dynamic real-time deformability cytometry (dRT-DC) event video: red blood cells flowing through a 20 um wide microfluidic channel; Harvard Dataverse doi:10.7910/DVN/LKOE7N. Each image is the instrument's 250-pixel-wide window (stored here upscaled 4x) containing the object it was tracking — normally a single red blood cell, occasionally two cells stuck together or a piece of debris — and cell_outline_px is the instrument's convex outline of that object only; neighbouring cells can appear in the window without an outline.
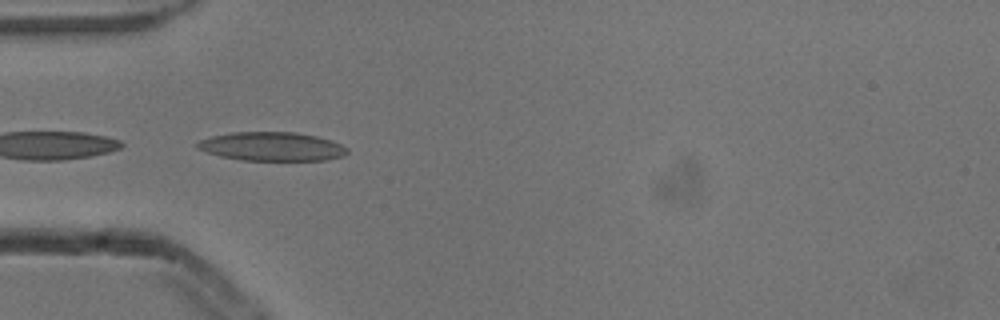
{"species": "common noctule bat (a hibernating species)", "species_latin": "Nyctalus noctula", "temperature_condition": "cold", "stored_images_in_passage": 5, "camera_frame_rate_fps": 3000, "um_per_image_px": 0.085, "animal": {"sex": "male", "body_mass_g": 13.3}, "frame": {"image": 1, "passage_image": 5, "time_ms": 1.333, "image_size_px": [1000, 320], "cell_outline_px": [[348, 152], [344, 156], [324, 160], [240, 160], [220, 156], [196, 148], [196, 144], [200, 140], [212, 136], [232, 132], [296, 132], [316, 136], [332, 140], [348, 148]], "centroid_in_image_um": [23.12, 12.45], "position_along_channel_um": 61.9, "area_um2": 25.14}}